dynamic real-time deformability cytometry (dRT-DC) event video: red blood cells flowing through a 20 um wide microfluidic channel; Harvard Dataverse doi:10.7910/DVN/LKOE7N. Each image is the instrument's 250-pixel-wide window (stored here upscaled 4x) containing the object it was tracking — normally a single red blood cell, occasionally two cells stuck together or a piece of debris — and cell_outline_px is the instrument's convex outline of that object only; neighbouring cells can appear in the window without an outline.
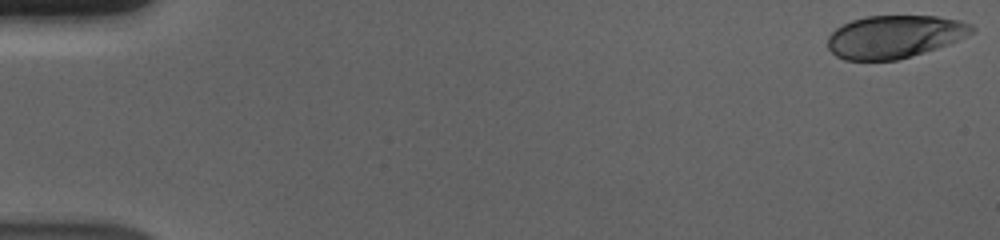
{"species": "human", "species_latin": "Homo sapiens", "temperature_condition": "cold", "stored_images_in_passage": 56, "camera_frame_rate_fps": 3000, "um_per_image_px": 0.085, "donor": {"sex": "male"}, "frame": {"image": 1, "passage_image": 1, "time_ms": 0.0, "image_size_px": [1000, 240], "cell_outline_px": [[976, 28], [972, 32], [948, 44], [924, 52], [896, 60], [844, 60], [836, 56], [828, 48], [828, 36], [836, 28], [852, 20], [868, 16], [936, 16], [960, 20], [972, 24]], "centroid_in_image_um": [76.02, 3.11], "position_along_channel_um": 9.0, "area_um2": 35.66}}
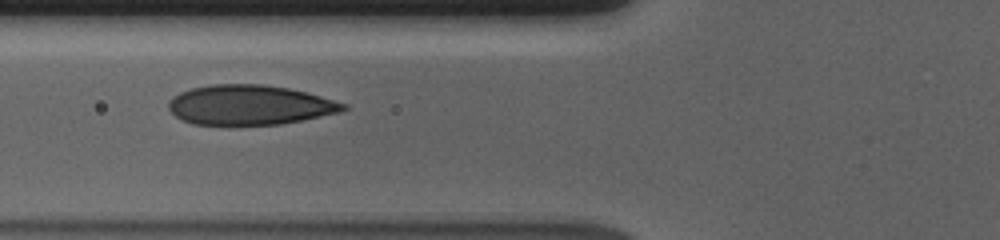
{"frame": {"image": 2, "passage_image": 22, "time_ms": 7.0, "image_size_px": [1000, 240], "cell_outline_px": [[348, 108], [340, 112], [280, 124], [192, 124], [176, 116], [168, 108], [168, 100], [172, 96], [180, 92], [192, 88], [212, 84], [260, 84], [288, 88], [308, 92], [348, 104]], "centroid_in_image_um": [21.22, 8.91], "position_along_channel_um": 104.6, "area_um2": 40.34}}
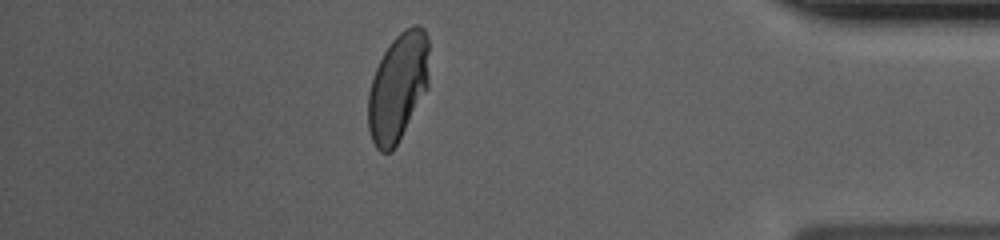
{"frame": {"image": 3, "passage_image": 49, "time_ms": 16.0, "image_size_px": [1000, 240], "cell_outline_px": [[428, 88], [392, 152], [380, 152], [376, 148], [372, 140], [368, 128], [368, 92], [372, 76], [384, 52], [392, 40], [404, 28], [412, 24], [420, 24], [424, 28], [428, 36]], "centroid_in_image_um": [33.82, 7.37], "position_along_channel_um": 401.4, "area_um2": 38.61}, "authors_computed_cell_mechanics": {"area_um2": 39.1884, "velocity_mm_per_s": 3.6893, "shape_relaxation_time_tau1_ms": 3.8948, "shape_relaxation_time_tau2_ms": null, "deformation_change_tau1": 0.1678, "deformation_change_tau2": null}}